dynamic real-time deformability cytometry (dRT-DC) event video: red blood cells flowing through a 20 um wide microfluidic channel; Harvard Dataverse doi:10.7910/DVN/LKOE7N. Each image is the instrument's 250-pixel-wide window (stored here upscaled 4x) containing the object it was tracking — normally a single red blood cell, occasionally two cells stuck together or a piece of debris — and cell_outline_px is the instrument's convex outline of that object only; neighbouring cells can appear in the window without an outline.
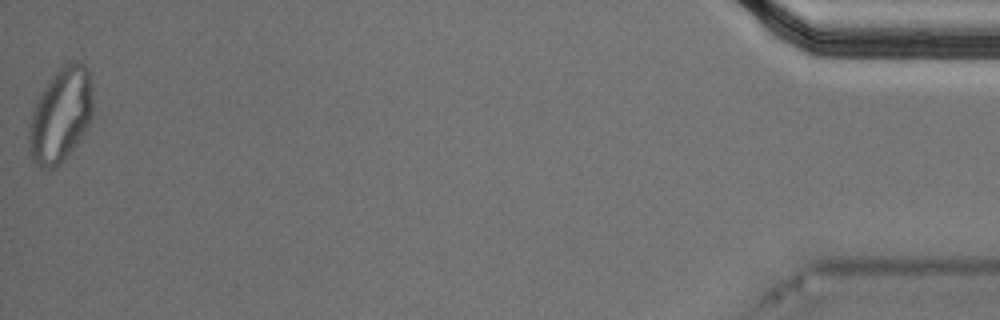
{"species": "Egyptian fruit bat (a non-hibernating species)", "species_latin": "Rousettus aegyptiacus", "temperature_condition": "cold", "stored_images_in_passage": 12, "segment_of_instrument_passage": [2, 2], "camera_frame_rate_fps": 3000, "um_per_image_px": 0.085, "animal": {"sex": "male"}, "frame": {"image": 1, "passage_image": 12, "time_ms": 3.667, "image_size_px": [1000, 320], "cell_outline_px": [[92, 116], [84, 132], [76, 144], [64, 160], [60, 164], [52, 168], [40, 168], [32, 160], [28, 152], [28, 124], [36, 100], [48, 80], [64, 64], [72, 60], [76, 60], [84, 64], [88, 68], [92, 84]], "centroid_in_image_um": [5.13, 9.78], "position_along_channel_um": 430.1, "area_um2": 35.55}}